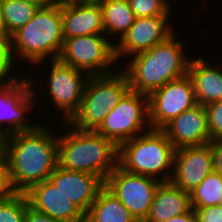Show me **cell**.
<instances>
[{"label": "cell", "instance_id": "1", "mask_svg": "<svg viewBox=\"0 0 222 222\" xmlns=\"http://www.w3.org/2000/svg\"><path fill=\"white\" fill-rule=\"evenodd\" d=\"M40 123L34 130L10 134L5 161L14 188L25 193L32 185L48 180L58 165L56 131Z\"/></svg>", "mask_w": 222, "mask_h": 222}, {"label": "cell", "instance_id": "36", "mask_svg": "<svg viewBox=\"0 0 222 222\" xmlns=\"http://www.w3.org/2000/svg\"><path fill=\"white\" fill-rule=\"evenodd\" d=\"M27 1L34 3L38 5L39 7L52 6L61 2V0H27Z\"/></svg>", "mask_w": 222, "mask_h": 222}, {"label": "cell", "instance_id": "19", "mask_svg": "<svg viewBox=\"0 0 222 222\" xmlns=\"http://www.w3.org/2000/svg\"><path fill=\"white\" fill-rule=\"evenodd\" d=\"M191 209L190 193L171 181L161 182L143 222H167L170 218L187 213Z\"/></svg>", "mask_w": 222, "mask_h": 222}, {"label": "cell", "instance_id": "3", "mask_svg": "<svg viewBox=\"0 0 222 222\" xmlns=\"http://www.w3.org/2000/svg\"><path fill=\"white\" fill-rule=\"evenodd\" d=\"M173 33L164 42L133 56L124 70L130 90L149 96L171 80L188 73V59L182 42Z\"/></svg>", "mask_w": 222, "mask_h": 222}, {"label": "cell", "instance_id": "5", "mask_svg": "<svg viewBox=\"0 0 222 222\" xmlns=\"http://www.w3.org/2000/svg\"><path fill=\"white\" fill-rule=\"evenodd\" d=\"M175 150L161 129H150L119 146L118 165L133 174L170 181Z\"/></svg>", "mask_w": 222, "mask_h": 222}, {"label": "cell", "instance_id": "9", "mask_svg": "<svg viewBox=\"0 0 222 222\" xmlns=\"http://www.w3.org/2000/svg\"><path fill=\"white\" fill-rule=\"evenodd\" d=\"M27 78L26 76L19 79V77L12 76L9 81L0 84V131L7 136L34 130L39 125L26 120L25 115L33 108L32 104L38 99L35 91L38 86L33 88L36 83L35 79ZM4 123L9 126L5 127Z\"/></svg>", "mask_w": 222, "mask_h": 222}, {"label": "cell", "instance_id": "15", "mask_svg": "<svg viewBox=\"0 0 222 222\" xmlns=\"http://www.w3.org/2000/svg\"><path fill=\"white\" fill-rule=\"evenodd\" d=\"M29 206L60 222H85V213L48 179L25 193Z\"/></svg>", "mask_w": 222, "mask_h": 222}, {"label": "cell", "instance_id": "39", "mask_svg": "<svg viewBox=\"0 0 222 222\" xmlns=\"http://www.w3.org/2000/svg\"><path fill=\"white\" fill-rule=\"evenodd\" d=\"M192 222H200L197 217Z\"/></svg>", "mask_w": 222, "mask_h": 222}, {"label": "cell", "instance_id": "12", "mask_svg": "<svg viewBox=\"0 0 222 222\" xmlns=\"http://www.w3.org/2000/svg\"><path fill=\"white\" fill-rule=\"evenodd\" d=\"M50 75L47 79L48 93L53 106L64 115L62 122H69L78 112L82 96L90 75L77 68L60 62L58 59L50 62Z\"/></svg>", "mask_w": 222, "mask_h": 222}, {"label": "cell", "instance_id": "2", "mask_svg": "<svg viewBox=\"0 0 222 222\" xmlns=\"http://www.w3.org/2000/svg\"><path fill=\"white\" fill-rule=\"evenodd\" d=\"M65 127L69 129L57 142L58 166L94 174L105 182L118 166L119 147L95 130L76 129L68 122Z\"/></svg>", "mask_w": 222, "mask_h": 222}, {"label": "cell", "instance_id": "26", "mask_svg": "<svg viewBox=\"0 0 222 222\" xmlns=\"http://www.w3.org/2000/svg\"><path fill=\"white\" fill-rule=\"evenodd\" d=\"M26 195L18 193L13 198L0 202V222H24Z\"/></svg>", "mask_w": 222, "mask_h": 222}, {"label": "cell", "instance_id": "27", "mask_svg": "<svg viewBox=\"0 0 222 222\" xmlns=\"http://www.w3.org/2000/svg\"><path fill=\"white\" fill-rule=\"evenodd\" d=\"M211 140L222 139V100L205 106Z\"/></svg>", "mask_w": 222, "mask_h": 222}, {"label": "cell", "instance_id": "24", "mask_svg": "<svg viewBox=\"0 0 222 222\" xmlns=\"http://www.w3.org/2000/svg\"><path fill=\"white\" fill-rule=\"evenodd\" d=\"M221 196L222 175L213 170L190 193L191 207L201 208L219 205Z\"/></svg>", "mask_w": 222, "mask_h": 222}, {"label": "cell", "instance_id": "10", "mask_svg": "<svg viewBox=\"0 0 222 222\" xmlns=\"http://www.w3.org/2000/svg\"><path fill=\"white\" fill-rule=\"evenodd\" d=\"M160 183L155 178L127 172L118 165L107 176L104 186L119 199L137 222H143Z\"/></svg>", "mask_w": 222, "mask_h": 222}, {"label": "cell", "instance_id": "32", "mask_svg": "<svg viewBox=\"0 0 222 222\" xmlns=\"http://www.w3.org/2000/svg\"><path fill=\"white\" fill-rule=\"evenodd\" d=\"M209 144L213 153L214 171L222 175V139L212 140Z\"/></svg>", "mask_w": 222, "mask_h": 222}, {"label": "cell", "instance_id": "22", "mask_svg": "<svg viewBox=\"0 0 222 222\" xmlns=\"http://www.w3.org/2000/svg\"><path fill=\"white\" fill-rule=\"evenodd\" d=\"M103 12L105 35L121 39L135 22L136 16L128 0H107L100 3Z\"/></svg>", "mask_w": 222, "mask_h": 222}, {"label": "cell", "instance_id": "25", "mask_svg": "<svg viewBox=\"0 0 222 222\" xmlns=\"http://www.w3.org/2000/svg\"><path fill=\"white\" fill-rule=\"evenodd\" d=\"M128 4L136 18L172 14L170 2L167 0H128Z\"/></svg>", "mask_w": 222, "mask_h": 222}, {"label": "cell", "instance_id": "33", "mask_svg": "<svg viewBox=\"0 0 222 222\" xmlns=\"http://www.w3.org/2000/svg\"><path fill=\"white\" fill-rule=\"evenodd\" d=\"M11 38L12 36L9 34L5 25V21H4V17L2 13V7H1V0H0V40H5L10 44Z\"/></svg>", "mask_w": 222, "mask_h": 222}, {"label": "cell", "instance_id": "18", "mask_svg": "<svg viewBox=\"0 0 222 222\" xmlns=\"http://www.w3.org/2000/svg\"><path fill=\"white\" fill-rule=\"evenodd\" d=\"M49 180L85 214L95 201L104 182L96 175L80 171L66 170L57 165Z\"/></svg>", "mask_w": 222, "mask_h": 222}, {"label": "cell", "instance_id": "16", "mask_svg": "<svg viewBox=\"0 0 222 222\" xmlns=\"http://www.w3.org/2000/svg\"><path fill=\"white\" fill-rule=\"evenodd\" d=\"M161 130L175 149L202 146L212 141L208 130L207 111L201 104L184 111Z\"/></svg>", "mask_w": 222, "mask_h": 222}, {"label": "cell", "instance_id": "30", "mask_svg": "<svg viewBox=\"0 0 222 222\" xmlns=\"http://www.w3.org/2000/svg\"><path fill=\"white\" fill-rule=\"evenodd\" d=\"M192 209L200 222H222V208L219 205Z\"/></svg>", "mask_w": 222, "mask_h": 222}, {"label": "cell", "instance_id": "38", "mask_svg": "<svg viewBox=\"0 0 222 222\" xmlns=\"http://www.w3.org/2000/svg\"><path fill=\"white\" fill-rule=\"evenodd\" d=\"M219 206L222 208V196H221V198L219 200Z\"/></svg>", "mask_w": 222, "mask_h": 222}, {"label": "cell", "instance_id": "35", "mask_svg": "<svg viewBox=\"0 0 222 222\" xmlns=\"http://www.w3.org/2000/svg\"><path fill=\"white\" fill-rule=\"evenodd\" d=\"M7 135L0 131V164L5 162Z\"/></svg>", "mask_w": 222, "mask_h": 222}, {"label": "cell", "instance_id": "20", "mask_svg": "<svg viewBox=\"0 0 222 222\" xmlns=\"http://www.w3.org/2000/svg\"><path fill=\"white\" fill-rule=\"evenodd\" d=\"M187 74L192 80L197 104L206 106L222 100V71L220 68L212 66L202 57H198L190 60Z\"/></svg>", "mask_w": 222, "mask_h": 222}, {"label": "cell", "instance_id": "29", "mask_svg": "<svg viewBox=\"0 0 222 222\" xmlns=\"http://www.w3.org/2000/svg\"><path fill=\"white\" fill-rule=\"evenodd\" d=\"M13 62L10 56V45L5 40H0V84L9 81L13 76ZM12 69V70H11ZM8 79H4L7 78Z\"/></svg>", "mask_w": 222, "mask_h": 222}, {"label": "cell", "instance_id": "14", "mask_svg": "<svg viewBox=\"0 0 222 222\" xmlns=\"http://www.w3.org/2000/svg\"><path fill=\"white\" fill-rule=\"evenodd\" d=\"M214 170L211 145L182 147L175 150L171 182L191 193Z\"/></svg>", "mask_w": 222, "mask_h": 222}, {"label": "cell", "instance_id": "17", "mask_svg": "<svg viewBox=\"0 0 222 222\" xmlns=\"http://www.w3.org/2000/svg\"><path fill=\"white\" fill-rule=\"evenodd\" d=\"M61 12L64 39L105 34L103 12L99 3L61 0Z\"/></svg>", "mask_w": 222, "mask_h": 222}, {"label": "cell", "instance_id": "6", "mask_svg": "<svg viewBox=\"0 0 222 222\" xmlns=\"http://www.w3.org/2000/svg\"><path fill=\"white\" fill-rule=\"evenodd\" d=\"M129 90V79L123 70L90 76L80 108L68 123L76 129L96 130Z\"/></svg>", "mask_w": 222, "mask_h": 222}, {"label": "cell", "instance_id": "28", "mask_svg": "<svg viewBox=\"0 0 222 222\" xmlns=\"http://www.w3.org/2000/svg\"><path fill=\"white\" fill-rule=\"evenodd\" d=\"M18 193L12 184L9 168L5 161L0 164V202L11 199Z\"/></svg>", "mask_w": 222, "mask_h": 222}, {"label": "cell", "instance_id": "34", "mask_svg": "<svg viewBox=\"0 0 222 222\" xmlns=\"http://www.w3.org/2000/svg\"><path fill=\"white\" fill-rule=\"evenodd\" d=\"M195 218H196L195 211L191 209L187 213L170 218L167 222H192Z\"/></svg>", "mask_w": 222, "mask_h": 222}, {"label": "cell", "instance_id": "23", "mask_svg": "<svg viewBox=\"0 0 222 222\" xmlns=\"http://www.w3.org/2000/svg\"><path fill=\"white\" fill-rule=\"evenodd\" d=\"M6 28L12 36L26 25L39 10V6L27 0H1Z\"/></svg>", "mask_w": 222, "mask_h": 222}, {"label": "cell", "instance_id": "7", "mask_svg": "<svg viewBox=\"0 0 222 222\" xmlns=\"http://www.w3.org/2000/svg\"><path fill=\"white\" fill-rule=\"evenodd\" d=\"M150 129L148 96L129 90L95 131L119 147Z\"/></svg>", "mask_w": 222, "mask_h": 222}, {"label": "cell", "instance_id": "31", "mask_svg": "<svg viewBox=\"0 0 222 222\" xmlns=\"http://www.w3.org/2000/svg\"><path fill=\"white\" fill-rule=\"evenodd\" d=\"M24 222H60V221L54 220L51 217L47 216L46 214L34 210L32 207L29 206L26 197V213H25Z\"/></svg>", "mask_w": 222, "mask_h": 222}, {"label": "cell", "instance_id": "8", "mask_svg": "<svg viewBox=\"0 0 222 222\" xmlns=\"http://www.w3.org/2000/svg\"><path fill=\"white\" fill-rule=\"evenodd\" d=\"M107 38V39H106ZM58 60L92 75L114 72L115 43L105 35H86L64 39Z\"/></svg>", "mask_w": 222, "mask_h": 222}, {"label": "cell", "instance_id": "21", "mask_svg": "<svg viewBox=\"0 0 222 222\" xmlns=\"http://www.w3.org/2000/svg\"><path fill=\"white\" fill-rule=\"evenodd\" d=\"M85 222H137L119 199L103 186L89 211Z\"/></svg>", "mask_w": 222, "mask_h": 222}, {"label": "cell", "instance_id": "37", "mask_svg": "<svg viewBox=\"0 0 222 222\" xmlns=\"http://www.w3.org/2000/svg\"><path fill=\"white\" fill-rule=\"evenodd\" d=\"M84 2H87V3H101V2H104V1H107V0H83Z\"/></svg>", "mask_w": 222, "mask_h": 222}, {"label": "cell", "instance_id": "13", "mask_svg": "<svg viewBox=\"0 0 222 222\" xmlns=\"http://www.w3.org/2000/svg\"><path fill=\"white\" fill-rule=\"evenodd\" d=\"M170 17L136 18L124 36L118 39V44H115V58L117 62L126 55L131 57L147 51L170 37L174 33L173 27L171 28V25H168L170 23L168 18Z\"/></svg>", "mask_w": 222, "mask_h": 222}, {"label": "cell", "instance_id": "11", "mask_svg": "<svg viewBox=\"0 0 222 222\" xmlns=\"http://www.w3.org/2000/svg\"><path fill=\"white\" fill-rule=\"evenodd\" d=\"M196 104L193 83L188 74L167 82L148 96L151 129H162Z\"/></svg>", "mask_w": 222, "mask_h": 222}, {"label": "cell", "instance_id": "4", "mask_svg": "<svg viewBox=\"0 0 222 222\" xmlns=\"http://www.w3.org/2000/svg\"><path fill=\"white\" fill-rule=\"evenodd\" d=\"M63 41L61 2L40 7L33 18L12 35L9 44L12 62L14 64L15 57L17 61L19 57L32 66L44 59L56 60Z\"/></svg>", "mask_w": 222, "mask_h": 222}]
</instances>
